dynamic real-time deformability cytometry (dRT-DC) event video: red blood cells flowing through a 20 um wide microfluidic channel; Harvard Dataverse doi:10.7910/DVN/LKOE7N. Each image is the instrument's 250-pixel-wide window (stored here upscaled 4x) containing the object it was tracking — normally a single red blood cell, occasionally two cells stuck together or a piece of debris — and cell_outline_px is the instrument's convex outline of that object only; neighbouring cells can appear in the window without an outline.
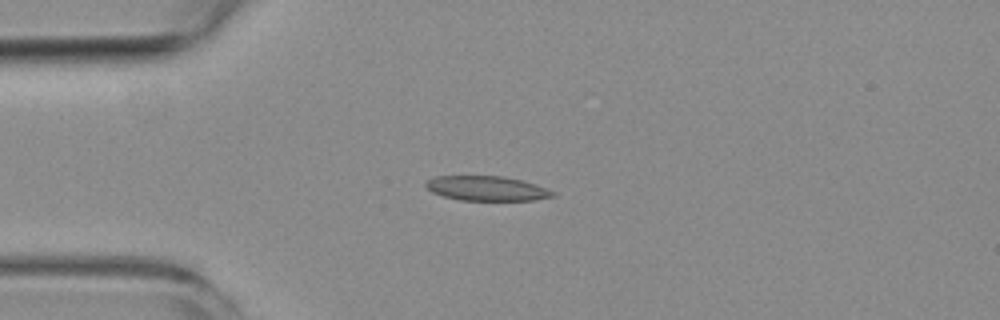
{"species": "common noctule bat (a hibernating species)", "species_latin": "Nyctalus noctula", "temperature_condition": "room temperature", "stored_images_in_passage": 7, "camera_frame_rate_fps": 3000, "um_per_image_px": 0.085, "animal": {"sex": "female", "body_mass_g": 19.3, "forearm_length_mm": 54.1}, "frame": {"image": 1, "passage_image": 4, "time_ms": 3.667, "image_size_px": [1000, 320], "cell_outline_px": [[556, 196], [532, 200], [460, 200], [444, 196], [432, 192], [424, 184], [428, 180], [436, 176], [500, 176], [520, 180], [536, 184], [556, 192]], "centroid_in_image_um": [41.39, 16.01], "position_along_channel_um": 43.6, "area_um2": 18.09}}
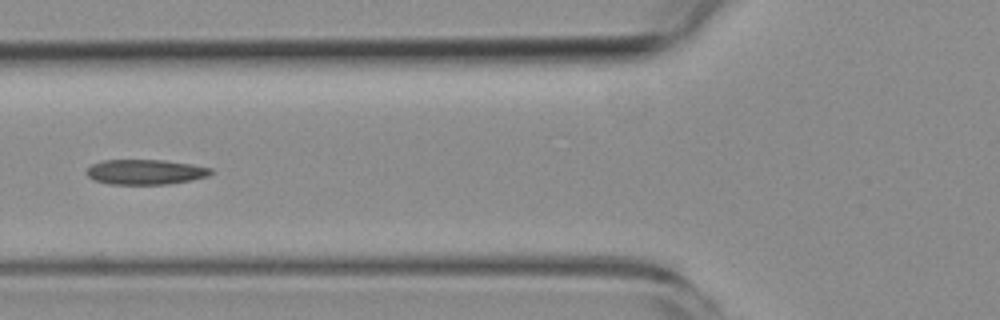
{"frame": {"image": 2, "passage_image": 6, "time_ms": 6.0, "image_size_px": [1000, 320], "cell_outline_px": [[216, 172], [208, 176], [168, 184], [108, 184], [92, 180], [84, 172], [92, 164], [100, 160], [164, 160], [192, 164], [212, 168]], "centroid_in_image_um": [12.34, 14.61], "position_along_channel_um": 113.5, "area_um2": 18.32}}
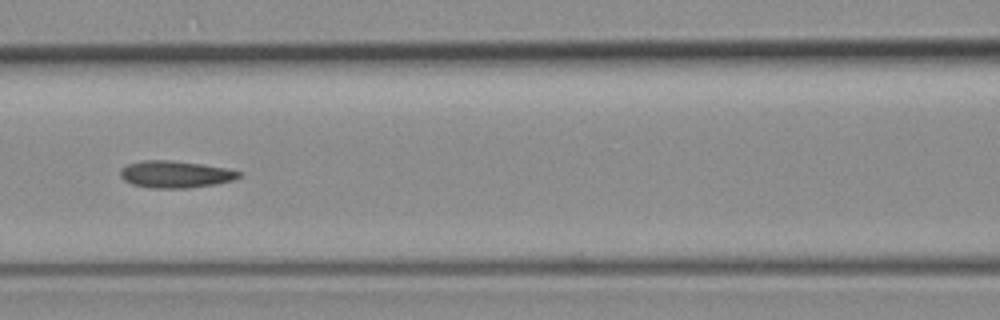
{"frame": {"image": 3, "passage_image": 7, "time_ms": 7.0, "image_size_px": [1000, 320], "cell_outline_px": [[244, 172], [236, 180], [216, 184], [188, 188], [148, 188], [132, 184], [124, 180], [120, 176], [120, 168], [128, 164], [144, 160], [172, 160], [228, 168]], "centroid_in_image_um": [14.94, 14.82], "position_along_channel_um": 151.7, "area_um2": 18.9}}